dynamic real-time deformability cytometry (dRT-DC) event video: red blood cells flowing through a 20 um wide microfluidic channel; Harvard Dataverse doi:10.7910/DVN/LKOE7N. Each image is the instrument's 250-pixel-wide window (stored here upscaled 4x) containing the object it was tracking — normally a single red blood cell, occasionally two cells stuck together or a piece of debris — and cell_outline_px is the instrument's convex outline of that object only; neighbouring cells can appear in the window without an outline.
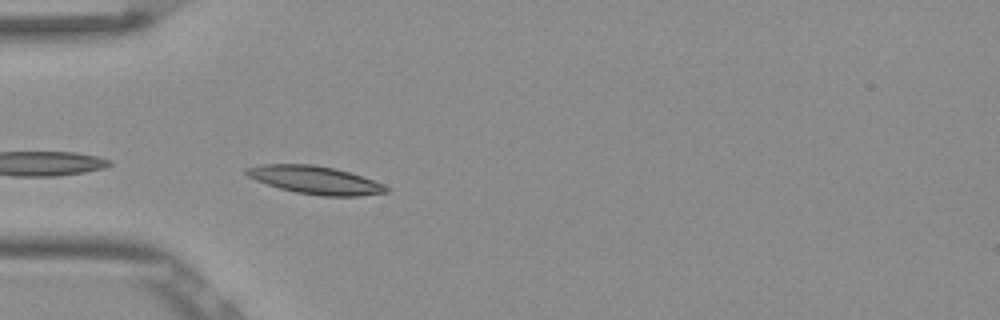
{"species": "Egyptian fruit bat (a non-hibernating species)", "species_latin": "Rousettus aegyptiacus", "temperature_condition": "room temperature", "stored_images_in_passage": 13, "camera_frame_rate_fps": 3000, "um_per_image_px": 0.085, "frame": {"image": 1, "passage_image": 3, "time_ms": 0.667, "image_size_px": [1000, 320], "cell_outline_px": [[388, 192], [360, 196], [320, 196], [296, 192], [280, 188], [256, 180], [248, 176], [244, 172], [244, 168], [260, 164], [312, 164], [336, 168], [384, 184], [388, 188]], "centroid_in_image_um": [26.76, 15.3], "position_along_channel_um": 58.2, "area_um2": 22.72}}